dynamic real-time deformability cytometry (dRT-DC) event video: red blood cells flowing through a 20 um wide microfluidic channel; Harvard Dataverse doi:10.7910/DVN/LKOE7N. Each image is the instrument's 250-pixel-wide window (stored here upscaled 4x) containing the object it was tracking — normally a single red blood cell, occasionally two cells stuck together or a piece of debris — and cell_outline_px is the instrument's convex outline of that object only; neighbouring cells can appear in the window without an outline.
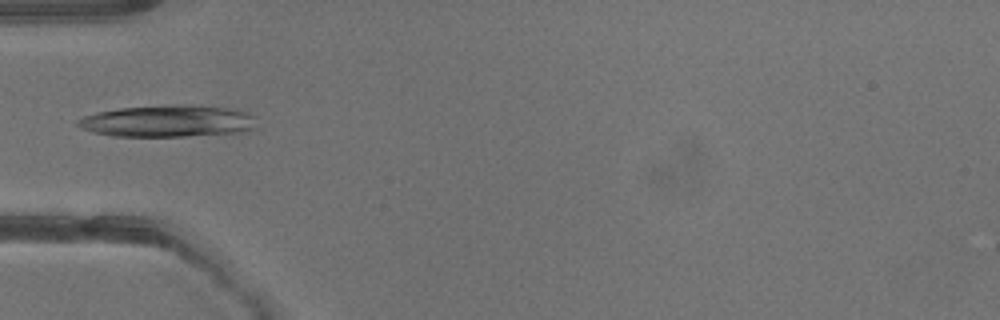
{"species": "common noctule bat (a hibernating species)", "species_latin": "Nyctalus noctula", "temperature_condition": "warm", "stored_images_in_passage": 25, "camera_frame_rate_fps": 3000, "um_per_image_px": 0.085, "animal": {"sex": "male", "body_mass_g": 13.3}, "frame": {"image": 1, "passage_image": 3, "time_ms": 0.667, "image_size_px": [1000, 320], "cell_outline_px": [[256, 128], [244, 132], [184, 136], [112, 136], [92, 132], [80, 128], [76, 124], [76, 120], [84, 116], [96, 112], [120, 108], [168, 104], [192, 104], [240, 108], [256, 116]], "centroid_in_image_um": [14.34, 10.27], "position_along_channel_um": 70.7, "area_um2": 34.1}}
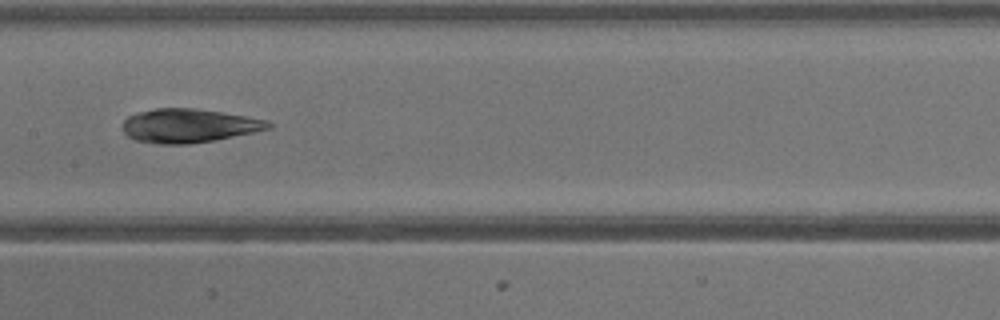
{"frame": {"image": 2, "passage_image": 10, "time_ms": 3.0, "image_size_px": [1000, 320], "cell_outline_px": [[272, 128], [256, 132], [212, 140], [188, 144], [160, 144], [136, 140], [128, 136], [120, 128], [124, 120], [128, 116], [136, 112], [156, 108], [196, 108], [268, 120], [272, 124]], "centroid_in_image_um": [16.02, 10.68], "position_along_channel_um": 191.4, "area_um2": 28.73}}
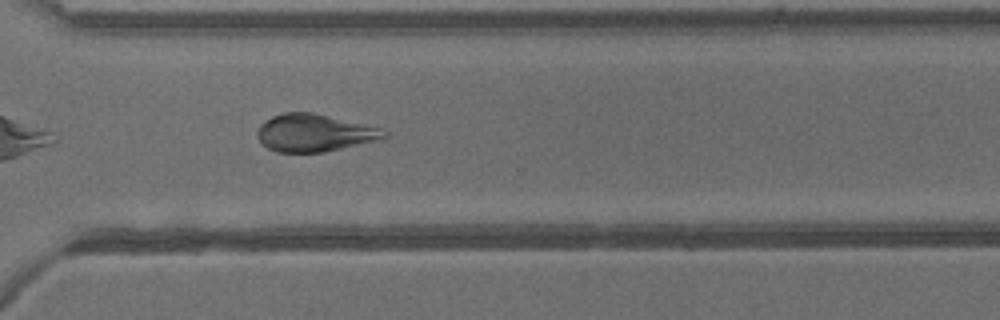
{"frame": {"image": 3, "passage_image": 19, "time_ms": 6.0, "image_size_px": [1000, 320], "cell_outline_px": [[388, 136], [324, 152], [276, 152], [260, 144], [256, 136], [256, 132], [260, 124], [264, 120], [272, 116], [284, 112], [312, 112], [380, 128], [388, 132]], "centroid_in_image_um": [26.61, 11.28], "position_along_channel_um": 344.0, "area_um2": 27.4}}